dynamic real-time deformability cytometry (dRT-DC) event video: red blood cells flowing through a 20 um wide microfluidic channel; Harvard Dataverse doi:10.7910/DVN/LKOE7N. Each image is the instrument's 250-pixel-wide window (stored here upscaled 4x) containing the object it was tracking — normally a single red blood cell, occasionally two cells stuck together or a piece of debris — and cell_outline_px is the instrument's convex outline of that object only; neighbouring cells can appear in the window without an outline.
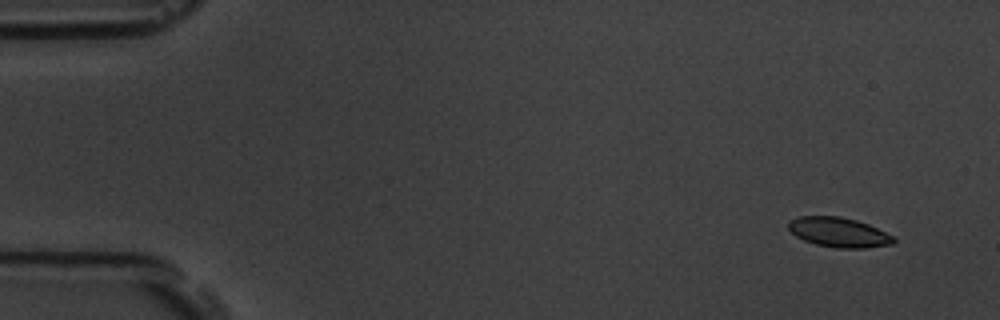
{"species": "common noctule bat (a hibernating species)", "species_latin": "Nyctalus noctula", "temperature_condition": "room temperature", "stored_images_in_passage": 6, "camera_frame_rate_fps": 3000, "um_per_image_px": 0.085, "animal": {"sex": "male", "body_mass_g": 19.5, "forearm_length_mm": 54.6}, "frame": {"image": 1, "passage_image": 1, "time_ms": 0.0, "image_size_px": [1000, 320], "cell_outline_px": [[896, 240], [892, 244], [864, 248], [836, 248], [816, 244], [804, 240], [796, 236], [788, 228], [788, 220], [800, 216], [840, 216], [856, 220], [868, 224], [892, 236]], "centroid_in_image_um": [71.26, 19.74], "position_along_channel_um": 13.7, "area_um2": 18.09}}
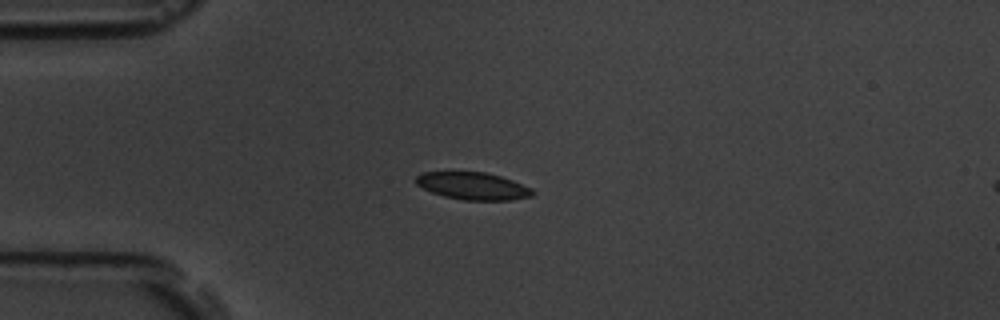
{"frame": {"image": 2, "passage_image": 4, "time_ms": 3.667, "image_size_px": [1000, 320], "cell_outline_px": [[536, 192], [532, 196], [512, 200], [464, 200], [444, 196], [432, 192], [416, 184], [416, 176], [420, 172], [484, 172], [500, 176], [512, 180], [532, 188]], "centroid_in_image_um": [40.22, 15.81], "position_along_channel_um": 44.8, "area_um2": 18.55}}
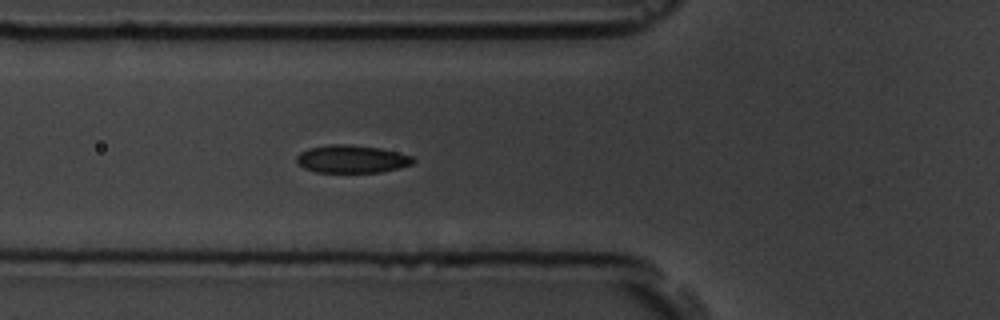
{"frame": {"image": 3, "passage_image": 6, "time_ms": 5.667, "image_size_px": [1000, 320], "cell_outline_px": [[416, 160], [412, 164], [400, 168], [380, 172], [316, 172], [304, 168], [296, 160], [296, 156], [300, 152], [308, 148], [328, 144], [352, 144], [380, 148], [412, 156]], "centroid_in_image_um": [29.9, 13.51], "position_along_channel_um": 95.9, "area_um2": 18.96}}